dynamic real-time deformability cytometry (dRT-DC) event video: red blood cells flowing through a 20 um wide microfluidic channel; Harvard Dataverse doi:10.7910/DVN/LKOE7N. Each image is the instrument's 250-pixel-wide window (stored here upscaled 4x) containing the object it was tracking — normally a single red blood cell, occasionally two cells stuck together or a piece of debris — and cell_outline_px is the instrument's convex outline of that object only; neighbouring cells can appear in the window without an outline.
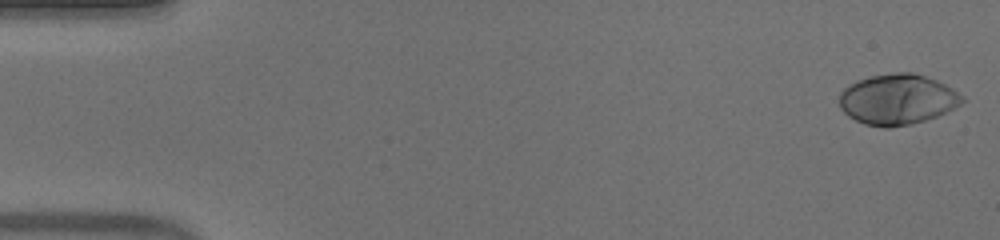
{"species": "human", "species_latin": "Homo sapiens", "temperature_condition": "warm", "stored_images_in_passage": 51, "camera_frame_rate_fps": 3000, "um_per_image_px": 0.085, "donor": {"sex": "male"}, "frame": {"image": 1, "passage_image": 1, "time_ms": 0.0, "image_size_px": [1000, 240], "cell_outline_px": [[964, 100], [960, 104], [936, 116], [924, 120], [908, 124], [888, 128], [884, 128], [864, 124], [848, 116], [840, 108], [840, 92], [844, 88], [856, 80], [868, 76], [896, 72], [912, 72], [936, 80], [952, 88], [964, 96]], "centroid_in_image_um": [76.25, 8.44], "position_along_channel_um": 8.8, "area_um2": 36.01}}
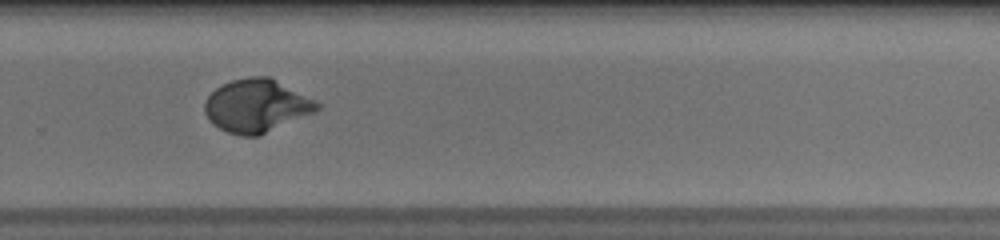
{"frame": {"image": 2, "passage_image": 35, "time_ms": 11.333, "image_size_px": [1000, 240], "cell_outline_px": [[320, 108], [316, 112], [260, 136], [240, 136], [228, 132], [212, 124], [208, 120], [204, 112], [204, 100], [220, 84], [232, 80], [248, 76], [268, 76], [316, 100], [320, 104]], "centroid_in_image_um": [21.8, 9.0], "position_along_channel_um": 308.0, "area_um2": 35.08}}
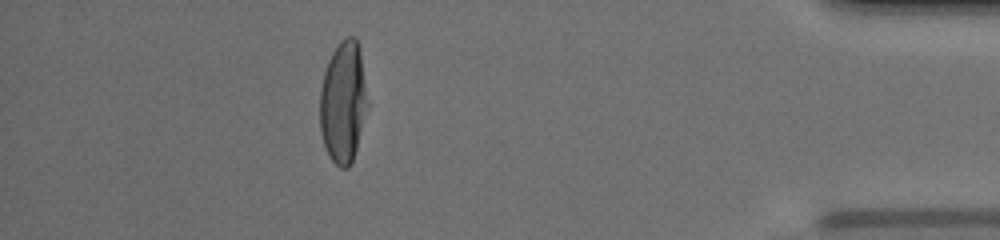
{"frame": {"image": 3, "passage_image": 46, "time_ms": 15.0, "image_size_px": [1000, 240], "cell_outline_px": [[368, 108], [356, 148], [352, 160], [348, 168], [340, 168], [328, 156], [320, 132], [320, 92], [324, 72], [328, 60], [332, 52], [340, 40], [348, 36], [356, 36], [360, 52], [368, 104]], "centroid_in_image_um": [29.16, 8.67], "position_along_channel_um": 406.0, "area_um2": 33.76}, "authors_computed_cell_mechanics": {"area_um2": 34.2176, "velocity_mm_per_s": 3.9718, "shape_relaxation_time_tau1_ms": 4.6552, "shape_relaxation_time_tau2_ms": null, "deformation_change_tau1": 0.2503, "deformation_change_tau2": null}}